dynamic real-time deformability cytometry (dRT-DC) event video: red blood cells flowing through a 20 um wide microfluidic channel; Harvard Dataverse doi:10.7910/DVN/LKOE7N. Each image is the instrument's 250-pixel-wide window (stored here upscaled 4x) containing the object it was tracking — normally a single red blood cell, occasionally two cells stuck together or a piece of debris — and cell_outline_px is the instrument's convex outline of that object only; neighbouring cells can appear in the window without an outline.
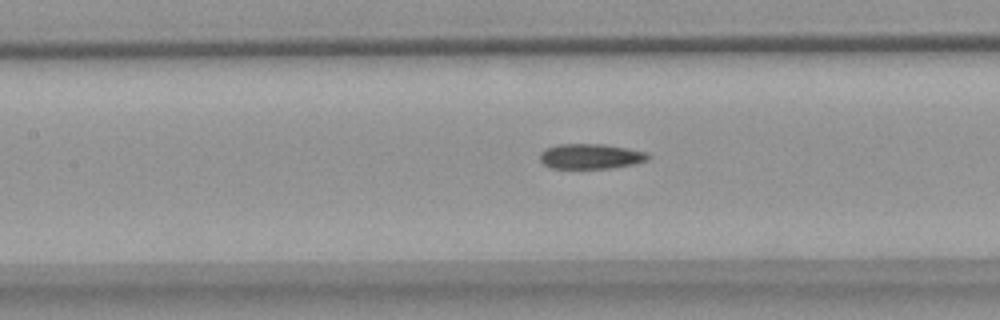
{"species": "common noctule bat (a hibernating species)", "species_latin": "Nyctalus noctula", "temperature_condition": "warm", "stored_images_in_passage": 34, "camera_frame_rate_fps": 3000, "um_per_image_px": 0.085, "animal": {"sex": "female", "body_mass_g": 18.4}, "frame": {"image": 1, "passage_image": 16, "time_ms": 5.0, "image_size_px": [1000, 320], "cell_outline_px": [[652, 156], [648, 160], [632, 164], [612, 168], [548, 168], [540, 160], [540, 152], [544, 148], [556, 144], [604, 144], [628, 148], [648, 152]], "centroid_in_image_um": [50.2, 13.28], "position_along_channel_um": 157.2, "area_um2": 16.07}}
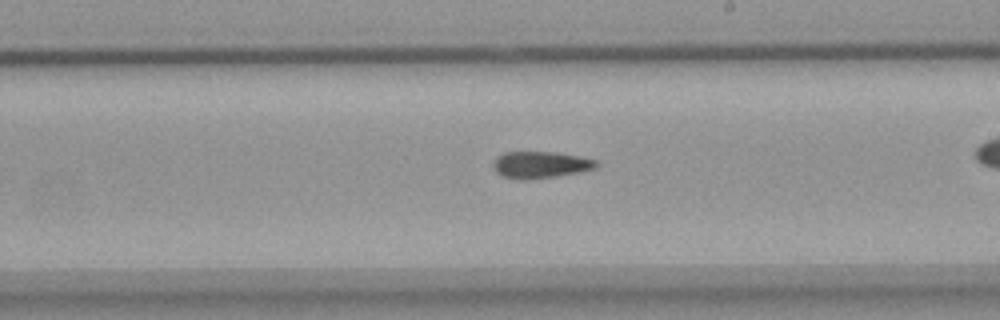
{"frame": {"image": 2, "passage_image": 23, "time_ms": 7.333, "image_size_px": [1000, 320], "cell_outline_px": [[600, 164], [596, 168], [556, 176], [524, 180], [516, 180], [504, 176], [496, 172], [492, 168], [492, 164], [496, 156], [504, 152], [556, 152], [580, 156], [596, 160]], "centroid_in_image_um": [45.9, 14.0], "position_along_channel_um": 243.1, "area_um2": 16.18}}
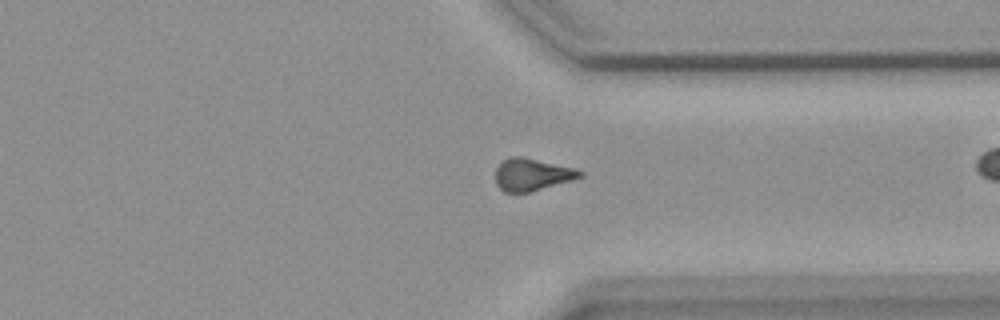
{"frame": {"image": 3, "passage_image": 33, "time_ms": 10.667, "image_size_px": [1000, 320], "cell_outline_px": [[584, 176], [572, 180], [532, 192], [504, 192], [496, 184], [496, 168], [508, 156], [524, 156], [576, 168], [584, 172]], "centroid_in_image_um": [45.25, 14.82], "position_along_channel_um": 366.1, "area_um2": 16.13}}